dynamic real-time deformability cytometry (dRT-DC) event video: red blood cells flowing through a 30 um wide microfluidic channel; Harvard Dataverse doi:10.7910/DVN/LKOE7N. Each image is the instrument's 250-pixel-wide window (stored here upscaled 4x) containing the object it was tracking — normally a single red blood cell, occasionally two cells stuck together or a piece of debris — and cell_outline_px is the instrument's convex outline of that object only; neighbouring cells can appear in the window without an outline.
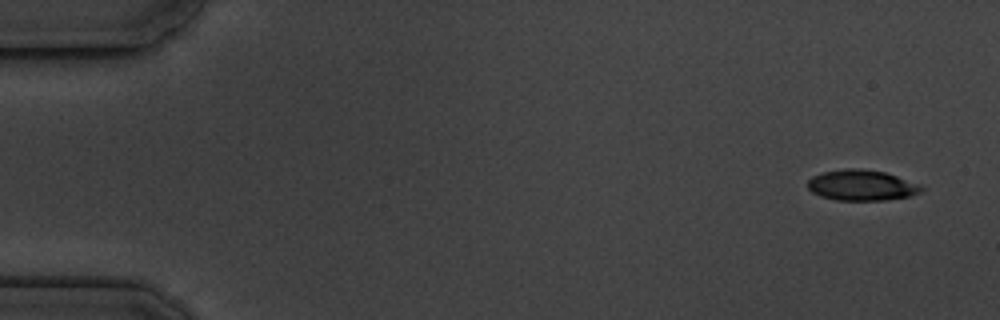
{"species": "common noctule bat (a hibernating species)", "species_latin": "Nyctalus noctula", "temperature_condition": "cold", "stored_images_in_passage": 5, "camera_frame_rate_fps": 3000, "um_per_image_px": 0.085, "animal": {"sex": "male", "body_mass_g": 19.5, "forearm_length_mm": 54.6}, "frame": {"image": 1, "passage_image": 1, "time_ms": 0.0, "image_size_px": [1000, 320], "cell_outline_px": [[924, 188], [920, 192], [908, 196], [884, 200], [836, 200], [820, 196], [812, 192], [808, 188], [808, 180], [812, 176], [824, 172], [844, 168], [860, 168], [884, 172], [896, 176], [916, 184]], "centroid_in_image_um": [73.18, 15.74], "position_along_channel_um": 11.8, "area_um2": 20.06}}
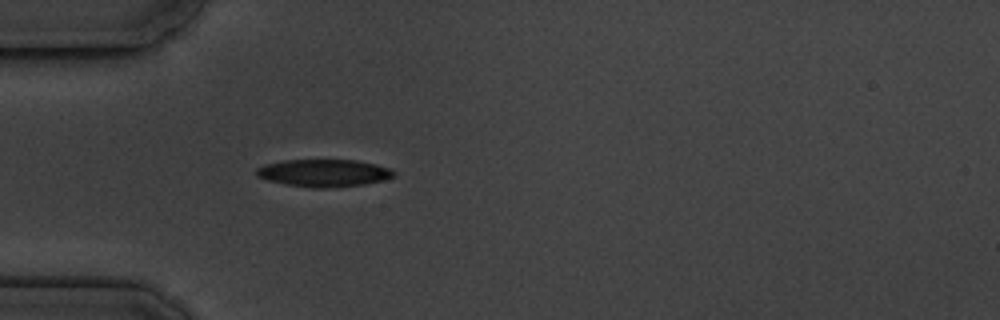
{"frame": {"image": 2, "passage_image": 5, "time_ms": 4.667, "image_size_px": [1000, 320], "cell_outline_px": [[396, 176], [384, 180], [364, 184], [324, 188], [312, 188], [288, 184], [268, 180], [256, 176], [256, 168], [264, 164], [284, 160], [356, 160], [376, 164], [388, 168], [396, 172]], "centroid_in_image_um": [27.53, 14.7], "position_along_channel_um": 57.5, "area_um2": 21.91}}